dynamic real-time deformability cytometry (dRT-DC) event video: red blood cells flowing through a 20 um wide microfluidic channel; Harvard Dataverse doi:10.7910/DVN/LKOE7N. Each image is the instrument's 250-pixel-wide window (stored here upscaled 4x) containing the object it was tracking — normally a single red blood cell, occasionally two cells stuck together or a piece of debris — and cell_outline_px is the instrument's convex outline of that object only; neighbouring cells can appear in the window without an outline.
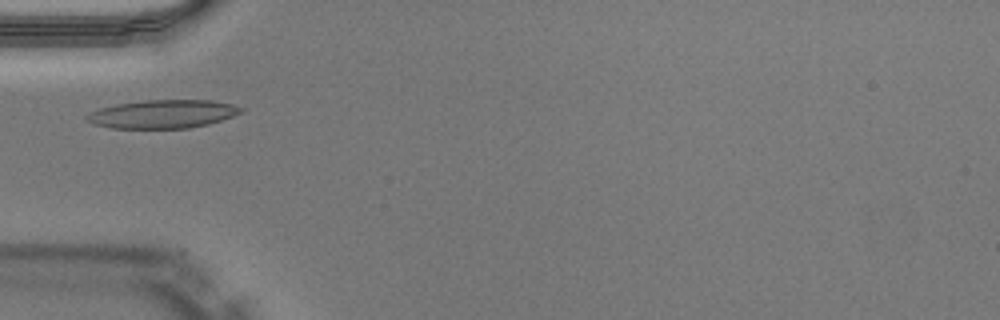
{"species": "Egyptian fruit bat (a non-hibernating species)", "species_latin": "Rousettus aegyptiacus", "temperature_condition": "warm", "stored_images_in_passage": 35, "camera_frame_rate_fps": 3000, "um_per_image_px": 0.085, "animal": {"sex": "male"}, "frame": {"image": 1, "passage_image": 1, "time_ms": 0.0, "image_size_px": [1000, 320], "cell_outline_px": [[244, 108], [240, 112], [232, 116], [208, 124], [188, 128], [112, 128], [96, 124], [84, 120], [84, 116], [88, 112], [100, 108], [116, 104], [140, 100], [212, 100], [232, 104]], "centroid_in_image_um": [13.78, 9.68], "position_along_channel_um": 71.2, "area_um2": 25.49}}
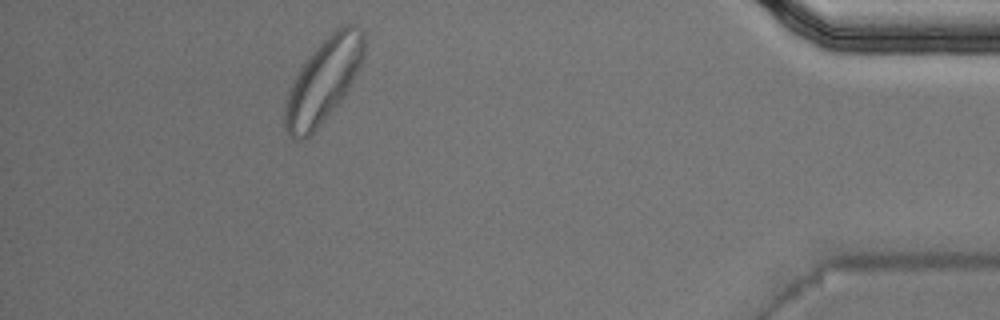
{"frame": {"image": 2, "passage_image": 30, "time_ms": 9.667, "image_size_px": [1000, 320], "cell_outline_px": [[364, 56], [348, 88], [340, 100], [316, 128], [304, 140], [296, 140], [284, 128], [284, 104], [288, 92], [304, 60], [336, 28], [344, 24], [352, 24], [360, 28], [364, 32]], "centroid_in_image_um": [27.47, 6.83], "position_along_channel_um": 407.7, "area_um2": 37.8}, "authors_computed_cell_mechanics": {"area_um2": 24.565, "velocity_mm_per_s": 3.9978, "shape_relaxation_time_tau1_ms": 3.2573, "shape_relaxation_time_tau2_ms": 5.5558, "deformation_change_tau1": 0.1169, "deformation_change_tau2": 0.1105}}